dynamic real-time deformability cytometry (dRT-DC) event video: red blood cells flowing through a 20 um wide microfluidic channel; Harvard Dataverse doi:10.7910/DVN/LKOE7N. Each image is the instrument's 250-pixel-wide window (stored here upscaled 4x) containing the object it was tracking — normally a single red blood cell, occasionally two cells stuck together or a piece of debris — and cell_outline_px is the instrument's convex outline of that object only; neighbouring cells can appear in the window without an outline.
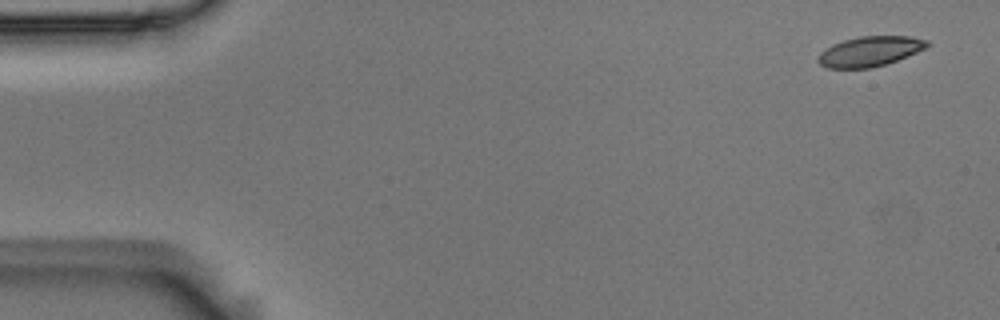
{"species": "Egyptian fruit bat (a non-hibernating species)", "species_latin": "Rousettus aegyptiacus", "temperature_condition": "room temperature", "stored_images_in_passage": 5, "camera_frame_rate_fps": 3000, "um_per_image_px": 0.085, "animal": {"sex": "male"}, "frame": {"image": 1, "passage_image": 1, "time_ms": 0.0, "image_size_px": [1000, 320], "cell_outline_px": [[932, 44], [916, 52], [896, 60], [872, 68], [828, 68], [820, 64], [816, 60], [816, 56], [820, 52], [832, 44], [844, 40], [860, 36], [912, 36], [928, 40]], "centroid_in_image_um": [73.91, 4.36], "position_along_channel_um": 11.1, "area_um2": 19.07}}
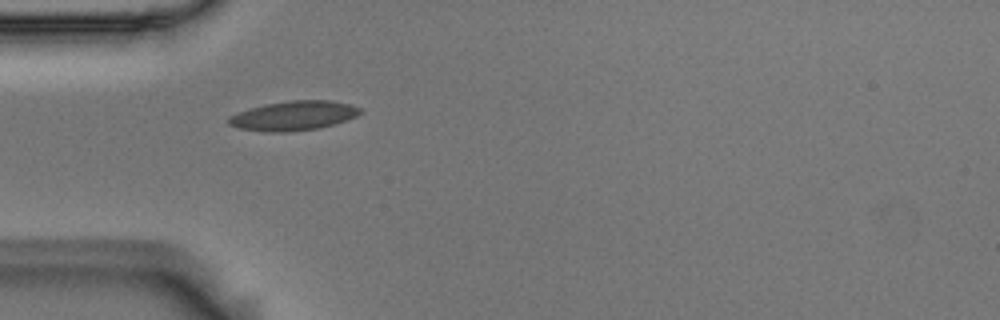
{"frame": {"image": 2, "passage_image": 4, "time_ms": 1.0, "image_size_px": [1000, 320], "cell_outline_px": [[364, 112], [356, 116], [336, 124], [316, 128], [284, 132], [268, 132], [240, 128], [228, 124], [228, 116], [252, 108], [268, 104], [288, 100], [332, 100], [352, 104], [360, 108]], "centroid_in_image_um": [25.01, 9.82], "position_along_channel_um": 60.0, "area_um2": 22.43}}
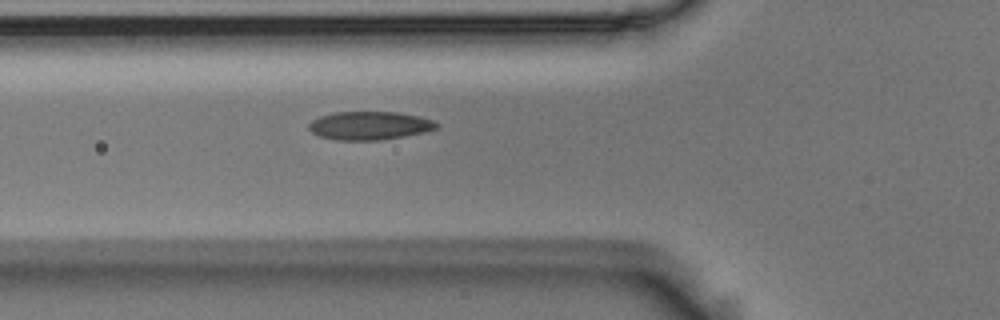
{"frame": {"image": 3, "passage_image": 5, "time_ms": 1.333, "image_size_px": [1000, 320], "cell_outline_px": [[440, 128], [424, 132], [404, 136], [380, 140], [336, 140], [320, 136], [312, 132], [308, 128], [308, 124], [312, 120], [320, 116], [332, 112], [400, 112], [420, 116], [432, 120], [440, 124]], "centroid_in_image_um": [31.44, 10.67], "position_along_channel_um": 94.4, "area_um2": 21.27}}